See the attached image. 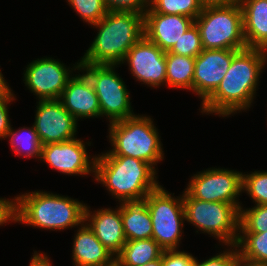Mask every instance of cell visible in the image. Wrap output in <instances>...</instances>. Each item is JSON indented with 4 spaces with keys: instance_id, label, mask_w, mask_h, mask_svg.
<instances>
[{
    "instance_id": "cb8c5ba5",
    "label": "cell",
    "mask_w": 267,
    "mask_h": 266,
    "mask_svg": "<svg viewBox=\"0 0 267 266\" xmlns=\"http://www.w3.org/2000/svg\"><path fill=\"white\" fill-rule=\"evenodd\" d=\"M8 137L10 148L15 155L40 160L43 145L33 125L32 127L23 126L18 130L11 127L7 133V139Z\"/></svg>"
},
{
    "instance_id": "d6a6232c",
    "label": "cell",
    "mask_w": 267,
    "mask_h": 266,
    "mask_svg": "<svg viewBox=\"0 0 267 266\" xmlns=\"http://www.w3.org/2000/svg\"><path fill=\"white\" fill-rule=\"evenodd\" d=\"M195 257L180 250H163V266H193Z\"/></svg>"
},
{
    "instance_id": "e575fe53",
    "label": "cell",
    "mask_w": 267,
    "mask_h": 266,
    "mask_svg": "<svg viewBox=\"0 0 267 266\" xmlns=\"http://www.w3.org/2000/svg\"><path fill=\"white\" fill-rule=\"evenodd\" d=\"M14 222V198L0 197V226Z\"/></svg>"
},
{
    "instance_id": "7a4b0ae2",
    "label": "cell",
    "mask_w": 267,
    "mask_h": 266,
    "mask_svg": "<svg viewBox=\"0 0 267 266\" xmlns=\"http://www.w3.org/2000/svg\"><path fill=\"white\" fill-rule=\"evenodd\" d=\"M157 176V171L141 159L113 156L108 150L96 156L94 181L103 184L119 203L144 200L160 185Z\"/></svg>"
},
{
    "instance_id": "484cf974",
    "label": "cell",
    "mask_w": 267,
    "mask_h": 266,
    "mask_svg": "<svg viewBox=\"0 0 267 266\" xmlns=\"http://www.w3.org/2000/svg\"><path fill=\"white\" fill-rule=\"evenodd\" d=\"M199 0H149L147 11L162 14L184 15L193 19L202 12Z\"/></svg>"
},
{
    "instance_id": "5b68a950",
    "label": "cell",
    "mask_w": 267,
    "mask_h": 266,
    "mask_svg": "<svg viewBox=\"0 0 267 266\" xmlns=\"http://www.w3.org/2000/svg\"><path fill=\"white\" fill-rule=\"evenodd\" d=\"M153 118L136 114L109 125V142L113 156H130L155 166L164 160L163 144Z\"/></svg>"
},
{
    "instance_id": "836d02e7",
    "label": "cell",
    "mask_w": 267,
    "mask_h": 266,
    "mask_svg": "<svg viewBox=\"0 0 267 266\" xmlns=\"http://www.w3.org/2000/svg\"><path fill=\"white\" fill-rule=\"evenodd\" d=\"M15 94H7L0 96V139H7V133L11 128V120L9 119V105L16 100ZM9 104V105H8Z\"/></svg>"
},
{
    "instance_id": "8fae6325",
    "label": "cell",
    "mask_w": 267,
    "mask_h": 266,
    "mask_svg": "<svg viewBox=\"0 0 267 266\" xmlns=\"http://www.w3.org/2000/svg\"><path fill=\"white\" fill-rule=\"evenodd\" d=\"M67 67L59 59L38 58L31 61L23 72V81L37 100L60 99L73 71L80 68V60Z\"/></svg>"
},
{
    "instance_id": "f35d334b",
    "label": "cell",
    "mask_w": 267,
    "mask_h": 266,
    "mask_svg": "<svg viewBox=\"0 0 267 266\" xmlns=\"http://www.w3.org/2000/svg\"><path fill=\"white\" fill-rule=\"evenodd\" d=\"M234 266H267V263H257L238 256Z\"/></svg>"
},
{
    "instance_id": "ffe728a7",
    "label": "cell",
    "mask_w": 267,
    "mask_h": 266,
    "mask_svg": "<svg viewBox=\"0 0 267 266\" xmlns=\"http://www.w3.org/2000/svg\"><path fill=\"white\" fill-rule=\"evenodd\" d=\"M240 7L247 48L267 51V0H242Z\"/></svg>"
},
{
    "instance_id": "6da1fadb",
    "label": "cell",
    "mask_w": 267,
    "mask_h": 266,
    "mask_svg": "<svg viewBox=\"0 0 267 266\" xmlns=\"http://www.w3.org/2000/svg\"><path fill=\"white\" fill-rule=\"evenodd\" d=\"M267 51L258 48L239 50L215 92L201 104V113L229 117L248 110L254 102ZM214 113V114H213Z\"/></svg>"
},
{
    "instance_id": "5bb4252c",
    "label": "cell",
    "mask_w": 267,
    "mask_h": 266,
    "mask_svg": "<svg viewBox=\"0 0 267 266\" xmlns=\"http://www.w3.org/2000/svg\"><path fill=\"white\" fill-rule=\"evenodd\" d=\"M33 123L42 145L76 138L78 121L57 100H39Z\"/></svg>"
},
{
    "instance_id": "7402d4cb",
    "label": "cell",
    "mask_w": 267,
    "mask_h": 266,
    "mask_svg": "<svg viewBox=\"0 0 267 266\" xmlns=\"http://www.w3.org/2000/svg\"><path fill=\"white\" fill-rule=\"evenodd\" d=\"M163 249L153 238L126 241L115 257V266H142L162 255Z\"/></svg>"
},
{
    "instance_id": "e0dca14e",
    "label": "cell",
    "mask_w": 267,
    "mask_h": 266,
    "mask_svg": "<svg viewBox=\"0 0 267 266\" xmlns=\"http://www.w3.org/2000/svg\"><path fill=\"white\" fill-rule=\"evenodd\" d=\"M194 23L195 19L184 15L146 11L144 36L167 52Z\"/></svg>"
},
{
    "instance_id": "3957f363",
    "label": "cell",
    "mask_w": 267,
    "mask_h": 266,
    "mask_svg": "<svg viewBox=\"0 0 267 266\" xmlns=\"http://www.w3.org/2000/svg\"><path fill=\"white\" fill-rule=\"evenodd\" d=\"M85 203L52 192L32 191L14 196V223L61 231L85 222Z\"/></svg>"
},
{
    "instance_id": "8992f818",
    "label": "cell",
    "mask_w": 267,
    "mask_h": 266,
    "mask_svg": "<svg viewBox=\"0 0 267 266\" xmlns=\"http://www.w3.org/2000/svg\"><path fill=\"white\" fill-rule=\"evenodd\" d=\"M185 220L209 237L219 240L220 245H235L239 235L240 207L225 202H208L192 198L182 192Z\"/></svg>"
},
{
    "instance_id": "f546056e",
    "label": "cell",
    "mask_w": 267,
    "mask_h": 266,
    "mask_svg": "<svg viewBox=\"0 0 267 266\" xmlns=\"http://www.w3.org/2000/svg\"><path fill=\"white\" fill-rule=\"evenodd\" d=\"M203 51L200 32L194 23L168 51L177 55L196 58Z\"/></svg>"
},
{
    "instance_id": "4fadbf2b",
    "label": "cell",
    "mask_w": 267,
    "mask_h": 266,
    "mask_svg": "<svg viewBox=\"0 0 267 266\" xmlns=\"http://www.w3.org/2000/svg\"><path fill=\"white\" fill-rule=\"evenodd\" d=\"M124 63L141 84L153 89L166 85V52L145 36L130 48L121 65Z\"/></svg>"
},
{
    "instance_id": "30bf717a",
    "label": "cell",
    "mask_w": 267,
    "mask_h": 266,
    "mask_svg": "<svg viewBox=\"0 0 267 266\" xmlns=\"http://www.w3.org/2000/svg\"><path fill=\"white\" fill-rule=\"evenodd\" d=\"M185 191L194 199L208 202H225L241 206L242 172L225 168H208L197 172Z\"/></svg>"
},
{
    "instance_id": "44dd1931",
    "label": "cell",
    "mask_w": 267,
    "mask_h": 266,
    "mask_svg": "<svg viewBox=\"0 0 267 266\" xmlns=\"http://www.w3.org/2000/svg\"><path fill=\"white\" fill-rule=\"evenodd\" d=\"M121 217L126 241L152 238V218L144 200L121 202Z\"/></svg>"
},
{
    "instance_id": "d4e9b609",
    "label": "cell",
    "mask_w": 267,
    "mask_h": 266,
    "mask_svg": "<svg viewBox=\"0 0 267 266\" xmlns=\"http://www.w3.org/2000/svg\"><path fill=\"white\" fill-rule=\"evenodd\" d=\"M235 246L240 257L252 262L267 263V231L239 233Z\"/></svg>"
},
{
    "instance_id": "74e56055",
    "label": "cell",
    "mask_w": 267,
    "mask_h": 266,
    "mask_svg": "<svg viewBox=\"0 0 267 266\" xmlns=\"http://www.w3.org/2000/svg\"><path fill=\"white\" fill-rule=\"evenodd\" d=\"M7 94H14L13 90L10 88L9 84L7 83L2 71L0 69V96L7 95Z\"/></svg>"
},
{
    "instance_id": "d6986e66",
    "label": "cell",
    "mask_w": 267,
    "mask_h": 266,
    "mask_svg": "<svg viewBox=\"0 0 267 266\" xmlns=\"http://www.w3.org/2000/svg\"><path fill=\"white\" fill-rule=\"evenodd\" d=\"M76 231L71 257L74 266H115V256L85 222Z\"/></svg>"
},
{
    "instance_id": "ac0fdd59",
    "label": "cell",
    "mask_w": 267,
    "mask_h": 266,
    "mask_svg": "<svg viewBox=\"0 0 267 266\" xmlns=\"http://www.w3.org/2000/svg\"><path fill=\"white\" fill-rule=\"evenodd\" d=\"M111 208H101L92 212L90 206L86 205L85 223L98 240L116 257L122 251L126 237L121 217V203L117 208Z\"/></svg>"
},
{
    "instance_id": "2e32d148",
    "label": "cell",
    "mask_w": 267,
    "mask_h": 266,
    "mask_svg": "<svg viewBox=\"0 0 267 266\" xmlns=\"http://www.w3.org/2000/svg\"><path fill=\"white\" fill-rule=\"evenodd\" d=\"M77 73L69 79L59 100L77 121L84 118L101 117L98 97L93 84L80 68Z\"/></svg>"
},
{
    "instance_id": "9a60e30c",
    "label": "cell",
    "mask_w": 267,
    "mask_h": 266,
    "mask_svg": "<svg viewBox=\"0 0 267 266\" xmlns=\"http://www.w3.org/2000/svg\"><path fill=\"white\" fill-rule=\"evenodd\" d=\"M239 50L203 49L195 58L192 92L203 104L220 85Z\"/></svg>"
},
{
    "instance_id": "52a82bcc",
    "label": "cell",
    "mask_w": 267,
    "mask_h": 266,
    "mask_svg": "<svg viewBox=\"0 0 267 266\" xmlns=\"http://www.w3.org/2000/svg\"><path fill=\"white\" fill-rule=\"evenodd\" d=\"M203 49L247 48L240 5L203 7L195 19Z\"/></svg>"
},
{
    "instance_id": "9c48e42d",
    "label": "cell",
    "mask_w": 267,
    "mask_h": 266,
    "mask_svg": "<svg viewBox=\"0 0 267 266\" xmlns=\"http://www.w3.org/2000/svg\"><path fill=\"white\" fill-rule=\"evenodd\" d=\"M176 197L159 185L144 199L152 218V238L163 250H178L182 242L185 211L182 195Z\"/></svg>"
},
{
    "instance_id": "603a6c76",
    "label": "cell",
    "mask_w": 267,
    "mask_h": 266,
    "mask_svg": "<svg viewBox=\"0 0 267 266\" xmlns=\"http://www.w3.org/2000/svg\"><path fill=\"white\" fill-rule=\"evenodd\" d=\"M195 58L166 52V86L192 91Z\"/></svg>"
},
{
    "instance_id": "1f68e13d",
    "label": "cell",
    "mask_w": 267,
    "mask_h": 266,
    "mask_svg": "<svg viewBox=\"0 0 267 266\" xmlns=\"http://www.w3.org/2000/svg\"><path fill=\"white\" fill-rule=\"evenodd\" d=\"M108 11L134 12L144 15L149 0H103Z\"/></svg>"
},
{
    "instance_id": "7c38bea8",
    "label": "cell",
    "mask_w": 267,
    "mask_h": 266,
    "mask_svg": "<svg viewBox=\"0 0 267 266\" xmlns=\"http://www.w3.org/2000/svg\"><path fill=\"white\" fill-rule=\"evenodd\" d=\"M91 142L74 138L60 143H48L42 146L40 161H44L60 174L88 175L95 177L96 154L88 155L86 145Z\"/></svg>"
},
{
    "instance_id": "ab89813d",
    "label": "cell",
    "mask_w": 267,
    "mask_h": 266,
    "mask_svg": "<svg viewBox=\"0 0 267 266\" xmlns=\"http://www.w3.org/2000/svg\"><path fill=\"white\" fill-rule=\"evenodd\" d=\"M142 266H163V252L159 258H157V259H155L149 263H146Z\"/></svg>"
},
{
    "instance_id": "83f0119b",
    "label": "cell",
    "mask_w": 267,
    "mask_h": 266,
    "mask_svg": "<svg viewBox=\"0 0 267 266\" xmlns=\"http://www.w3.org/2000/svg\"><path fill=\"white\" fill-rule=\"evenodd\" d=\"M242 173V193L251 197L254 205H267V170Z\"/></svg>"
},
{
    "instance_id": "ba28073f",
    "label": "cell",
    "mask_w": 267,
    "mask_h": 266,
    "mask_svg": "<svg viewBox=\"0 0 267 266\" xmlns=\"http://www.w3.org/2000/svg\"><path fill=\"white\" fill-rule=\"evenodd\" d=\"M119 65L80 63L83 71L93 84L98 97L101 117L109 123L136 115L130 102V91L115 69Z\"/></svg>"
},
{
    "instance_id": "8d00e7d4",
    "label": "cell",
    "mask_w": 267,
    "mask_h": 266,
    "mask_svg": "<svg viewBox=\"0 0 267 266\" xmlns=\"http://www.w3.org/2000/svg\"><path fill=\"white\" fill-rule=\"evenodd\" d=\"M202 7L240 5L242 0H199Z\"/></svg>"
},
{
    "instance_id": "d590c367",
    "label": "cell",
    "mask_w": 267,
    "mask_h": 266,
    "mask_svg": "<svg viewBox=\"0 0 267 266\" xmlns=\"http://www.w3.org/2000/svg\"><path fill=\"white\" fill-rule=\"evenodd\" d=\"M39 252V253H38ZM35 251L30 259L29 266H52V262L45 253H41V251Z\"/></svg>"
},
{
    "instance_id": "f1b7e54d",
    "label": "cell",
    "mask_w": 267,
    "mask_h": 266,
    "mask_svg": "<svg viewBox=\"0 0 267 266\" xmlns=\"http://www.w3.org/2000/svg\"><path fill=\"white\" fill-rule=\"evenodd\" d=\"M83 22L91 26L99 22L108 12L103 0H67Z\"/></svg>"
},
{
    "instance_id": "277c9868",
    "label": "cell",
    "mask_w": 267,
    "mask_h": 266,
    "mask_svg": "<svg viewBox=\"0 0 267 266\" xmlns=\"http://www.w3.org/2000/svg\"><path fill=\"white\" fill-rule=\"evenodd\" d=\"M92 26L98 32L80 63L121 65L130 48L144 36V15L108 11Z\"/></svg>"
},
{
    "instance_id": "4dcf8cb0",
    "label": "cell",
    "mask_w": 267,
    "mask_h": 266,
    "mask_svg": "<svg viewBox=\"0 0 267 266\" xmlns=\"http://www.w3.org/2000/svg\"><path fill=\"white\" fill-rule=\"evenodd\" d=\"M223 253H217L213 257L199 262L197 257L193 261V266H234L238 258V250L235 245H226Z\"/></svg>"
},
{
    "instance_id": "4316f807",
    "label": "cell",
    "mask_w": 267,
    "mask_h": 266,
    "mask_svg": "<svg viewBox=\"0 0 267 266\" xmlns=\"http://www.w3.org/2000/svg\"><path fill=\"white\" fill-rule=\"evenodd\" d=\"M267 231V205L251 208L240 207L239 233H263Z\"/></svg>"
}]
</instances>
